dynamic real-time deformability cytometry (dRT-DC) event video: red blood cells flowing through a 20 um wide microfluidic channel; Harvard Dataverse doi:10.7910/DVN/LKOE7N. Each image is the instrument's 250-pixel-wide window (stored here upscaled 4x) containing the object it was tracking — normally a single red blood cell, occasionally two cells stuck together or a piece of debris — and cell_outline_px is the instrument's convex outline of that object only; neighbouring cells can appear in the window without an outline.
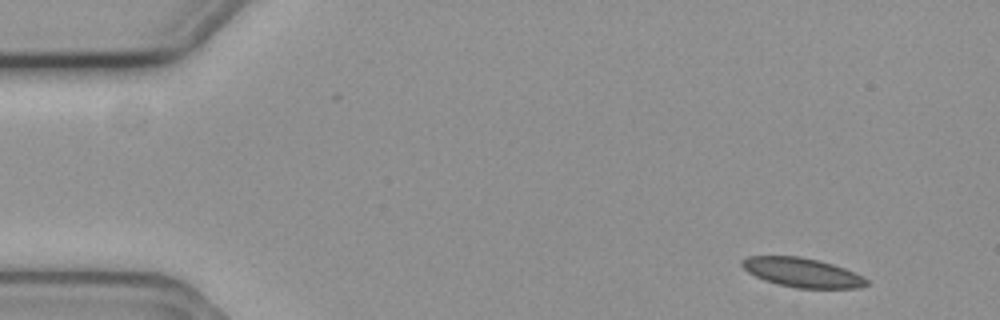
{"species": "common noctule bat (a hibernating species)", "species_latin": "Nyctalus noctula", "temperature_condition": "cold", "stored_images_in_passage": 7, "camera_frame_rate_fps": 3000, "um_per_image_px": 0.085, "animal": {"sex": "female", "body_mass_g": 19.3, "forearm_length_mm": 54.1}, "frame": {"image": 1, "passage_image": 1, "time_ms": 0.0, "image_size_px": [1000, 320], "cell_outline_px": [[868, 284], [860, 288], [796, 288], [776, 284], [764, 280], [748, 272], [740, 264], [740, 260], [748, 256], [800, 256], [820, 260], [856, 272], [864, 276], [868, 280]], "centroid_in_image_um": [68.19, 23.16], "position_along_channel_um": 16.8, "area_um2": 21.44}}
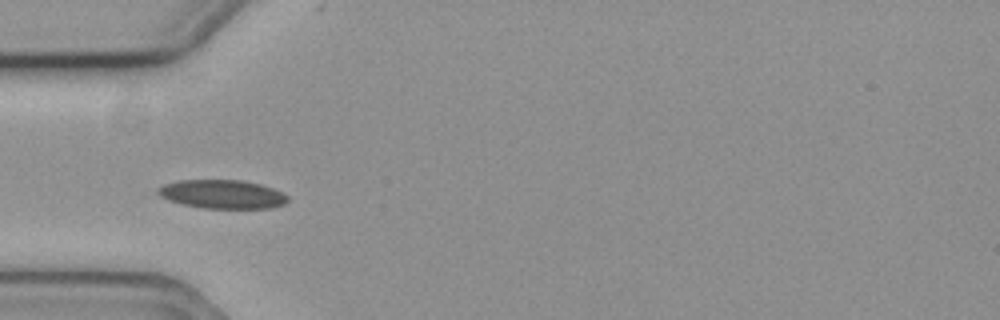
{"frame": {"image": 2, "passage_image": 5, "time_ms": 1.333, "image_size_px": [1000, 320], "cell_outline_px": [[288, 200], [284, 204], [272, 208], [204, 208], [180, 204], [168, 200], [160, 196], [156, 192], [156, 188], [164, 184], [180, 180], [244, 180], [260, 184], [272, 188], [288, 196]], "centroid_in_image_um": [18.86, 16.51], "position_along_channel_um": 66.1, "area_um2": 21.79}}
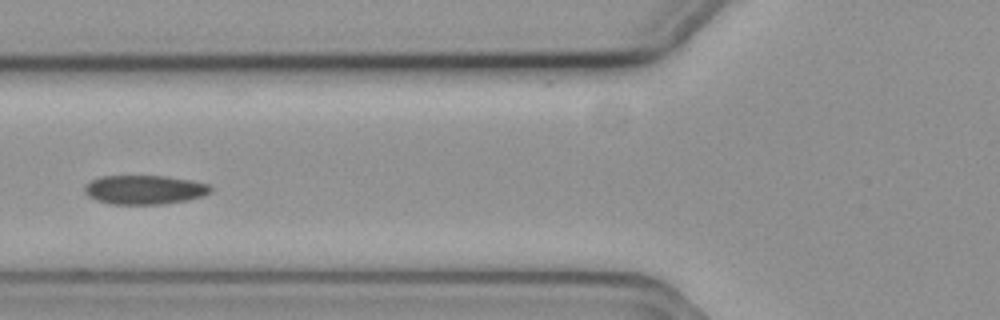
{"frame": {"image": 3, "passage_image": 6, "time_ms": 1.667, "image_size_px": [1000, 320], "cell_outline_px": [[212, 192], [204, 196], [188, 200], [160, 204], [112, 204], [96, 200], [88, 196], [84, 192], [84, 184], [100, 176], [164, 176], [192, 180], [208, 184], [212, 188]], "centroid_in_image_um": [12.29, 16.12], "position_along_channel_um": 113.5, "area_um2": 21.5}}